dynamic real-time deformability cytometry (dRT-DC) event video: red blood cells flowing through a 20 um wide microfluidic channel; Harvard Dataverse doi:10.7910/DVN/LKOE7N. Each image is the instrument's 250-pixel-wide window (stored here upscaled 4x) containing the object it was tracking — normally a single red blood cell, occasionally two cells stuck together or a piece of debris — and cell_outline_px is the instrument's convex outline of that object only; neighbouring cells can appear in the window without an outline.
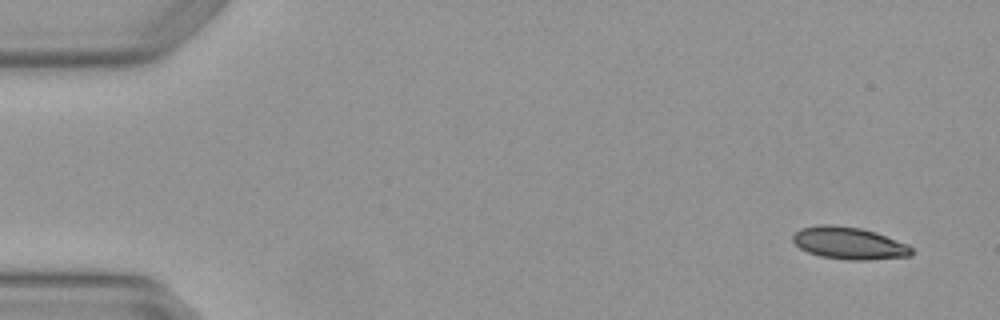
{"species": "Egyptian fruit bat (a non-hibernating species)", "species_latin": "Rousettus aegyptiacus", "temperature_condition": "warm", "stored_images_in_passage": 5, "camera_frame_rate_fps": 3000, "um_per_image_px": 0.085, "animal": {"sex": "female"}, "frame": {"image": 1, "passage_image": 1, "time_ms": 0.0, "image_size_px": [1000, 320], "cell_outline_px": [[912, 256], [868, 260], [848, 260], [820, 256], [808, 252], [800, 248], [792, 240], [792, 236], [800, 228], [816, 224], [832, 224], [860, 228], [876, 232], [908, 244], [912, 248]], "centroid_in_image_um": [72.16, 20.66], "position_along_channel_um": 12.8, "area_um2": 22.48}}
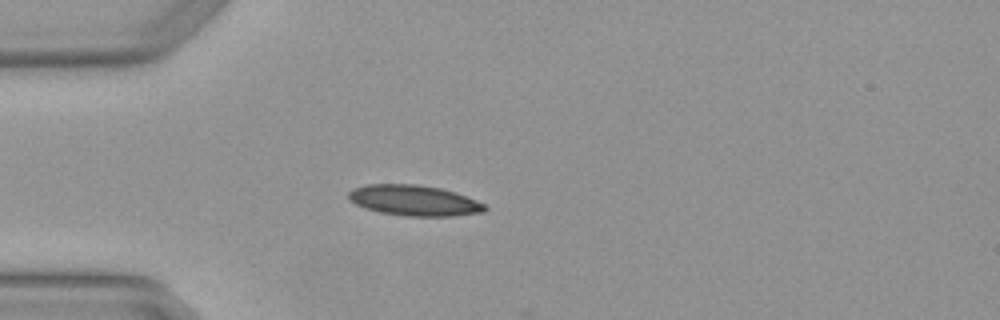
{"frame": {"image": 2, "passage_image": 4, "time_ms": 1.0, "image_size_px": [1000, 320], "cell_outline_px": [[488, 208], [484, 212], [452, 216], [404, 216], [380, 212], [364, 208], [348, 200], [348, 192], [352, 188], [364, 184], [416, 184], [440, 188], [456, 192], [476, 200], [484, 204]], "centroid_in_image_um": [35.17, 17.03], "position_along_channel_um": 49.8, "area_um2": 24.51}}